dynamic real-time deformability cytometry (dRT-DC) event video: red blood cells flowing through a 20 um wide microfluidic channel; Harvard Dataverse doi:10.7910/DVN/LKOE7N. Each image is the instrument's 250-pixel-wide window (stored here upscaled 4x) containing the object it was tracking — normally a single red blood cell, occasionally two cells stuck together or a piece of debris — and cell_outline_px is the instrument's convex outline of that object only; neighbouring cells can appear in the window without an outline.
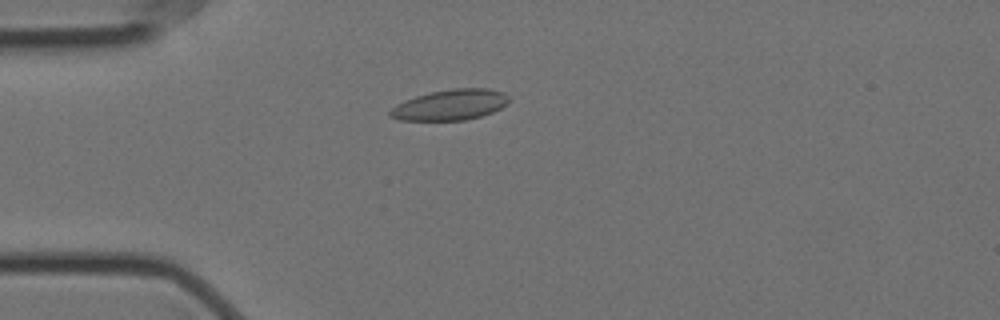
{"species": "Egyptian fruit bat (a non-hibernating species)", "species_latin": "Rousettus aegyptiacus", "temperature_condition": "cold", "stored_images_in_passage": 57, "camera_frame_rate_fps": 3000, "um_per_image_px": 0.085, "animal": {"sex": "female"}, "frame": {"image": 1, "passage_image": 15, "time_ms": 4.667, "image_size_px": [1000, 320], "cell_outline_px": [[508, 104], [492, 112], [480, 116], [464, 120], [400, 120], [388, 116], [388, 112], [396, 104], [404, 100], [416, 96], [432, 92], [452, 88], [488, 88], [504, 92], [508, 96]], "centroid_in_image_um": [38.26, 8.9], "position_along_channel_um": 46.7, "area_um2": 21.21}}
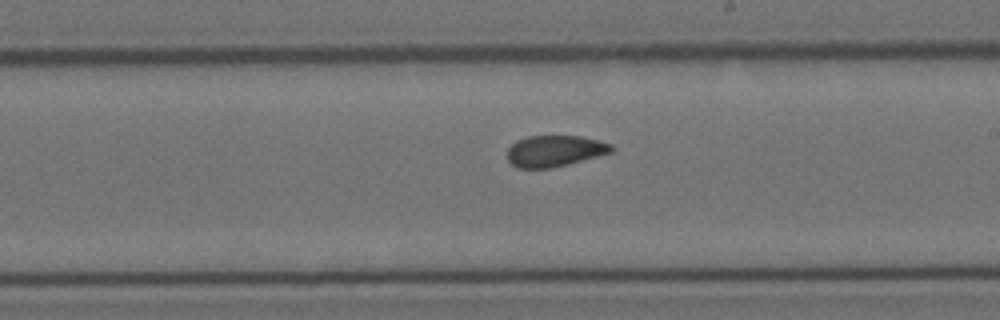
{"frame": {"image": 2, "passage_image": 33, "time_ms": 10.667, "image_size_px": [1000, 320], "cell_outline_px": [[612, 152], [568, 164], [548, 168], [516, 168], [508, 160], [508, 148], [516, 140], [528, 136], [580, 136], [612, 144]], "centroid_in_image_um": [47.12, 12.83], "position_along_channel_um": 241.9, "area_um2": 18.79}}
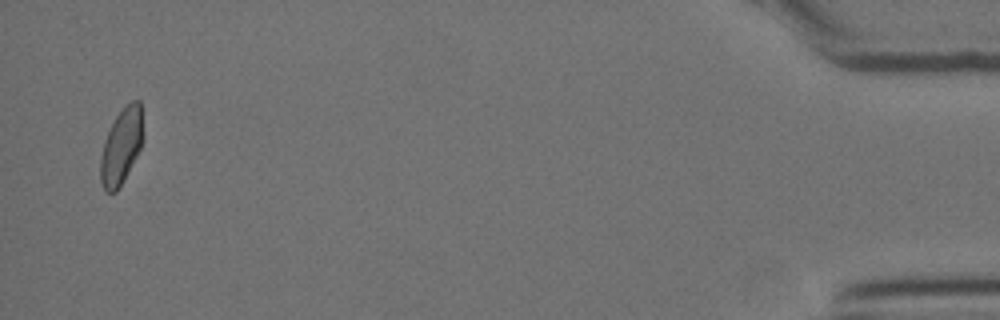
{"frame": {"image": 3, "passage_image": 56, "time_ms": 18.333, "image_size_px": [1000, 320], "cell_outline_px": [[144, 136], [140, 148], [136, 156], [116, 192], [104, 192], [100, 180], [100, 156], [104, 140], [116, 116], [124, 104], [132, 100], [140, 100]], "centroid_in_image_um": [10.31, 12.39], "position_along_channel_um": 424.9, "area_um2": 18.84}, "authors_computed_cell_mechanics": {"area_um2": 19.652, "velocity_mm_per_s": 3.51, "shape_relaxation_time_tau1_ms": null, "shape_relaxation_time_tau2_ms": 2.089, "deformation_change_tau1": null, "deformation_change_tau2": 0.0763}}